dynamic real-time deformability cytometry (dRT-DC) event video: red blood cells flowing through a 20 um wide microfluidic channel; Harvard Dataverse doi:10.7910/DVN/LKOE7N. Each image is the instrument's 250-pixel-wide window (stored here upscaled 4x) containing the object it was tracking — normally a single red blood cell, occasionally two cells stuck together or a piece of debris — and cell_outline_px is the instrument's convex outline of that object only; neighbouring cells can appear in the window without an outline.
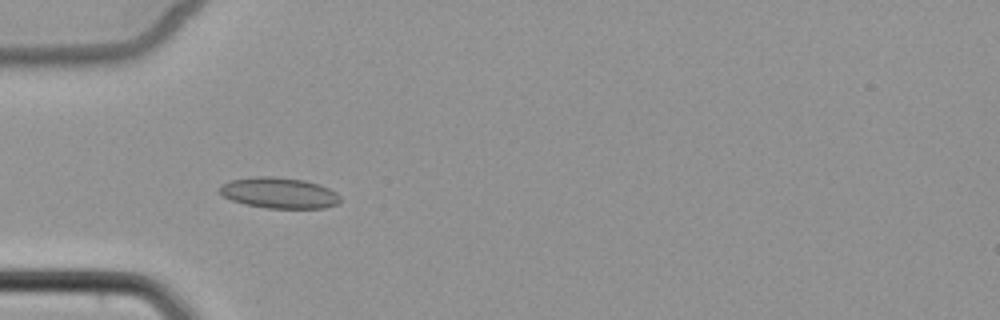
{"species": "common noctule bat (a hibernating species)", "species_latin": "Nyctalus noctula", "temperature_condition": "cold", "stored_images_in_passage": 5, "camera_frame_rate_fps": 3000, "um_per_image_px": 0.085, "animal": {"sex": "female", "body_mass_g": 22.7, "forearm_length_mm": 54.2}, "frame": {"image": 1, "passage_image": 4, "time_ms": 3.667, "image_size_px": [1000, 320], "cell_outline_px": [[340, 200], [336, 204], [324, 208], [268, 208], [248, 204], [232, 200], [224, 196], [220, 192], [220, 184], [232, 180], [256, 176], [268, 176], [304, 180], [320, 184], [336, 192], [340, 196]], "centroid_in_image_um": [23.74, 16.39], "position_along_channel_um": 61.3, "area_um2": 21.44}}
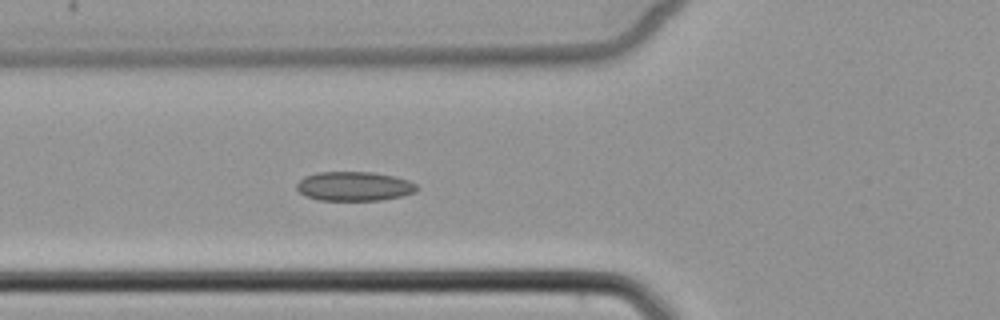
{"frame": {"image": 2, "passage_image": 5, "time_ms": 4.667, "image_size_px": [1000, 320], "cell_outline_px": [[420, 188], [416, 192], [400, 196], [380, 200], [320, 200], [304, 196], [296, 188], [296, 184], [304, 176], [316, 172], [372, 172], [396, 176], [408, 180], [416, 184]], "centroid_in_image_um": [30.11, 15.82], "position_along_channel_um": 95.7, "area_um2": 20.63}}